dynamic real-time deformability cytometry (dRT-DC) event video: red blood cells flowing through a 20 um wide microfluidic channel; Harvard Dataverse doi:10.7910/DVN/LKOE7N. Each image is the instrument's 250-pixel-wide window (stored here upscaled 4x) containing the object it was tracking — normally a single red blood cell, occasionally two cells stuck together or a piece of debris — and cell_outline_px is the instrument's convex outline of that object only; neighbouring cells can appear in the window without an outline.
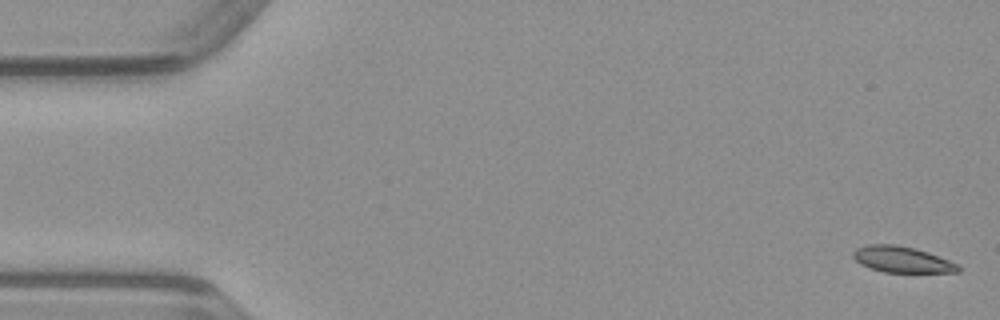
{"species": "common noctule bat (a hibernating species)", "species_latin": "Nyctalus noctula", "temperature_condition": "warm", "stored_images_in_passage": 50, "camera_frame_rate_fps": 3000, "um_per_image_px": 0.085, "animal": {"sex": "male", "body_mass_g": 23.1, "forearm_length_mm": 52.7}, "frame": {"image": 1, "passage_image": 1, "time_ms": 0.0, "image_size_px": [1000, 320], "cell_outline_px": [[960, 272], [884, 272], [860, 264], [852, 256], [852, 252], [856, 248], [868, 244], [892, 244], [916, 248], [928, 252], [960, 264]], "centroid_in_image_um": [76.68, 22.05], "position_along_channel_um": 8.3, "area_um2": 16.01}}
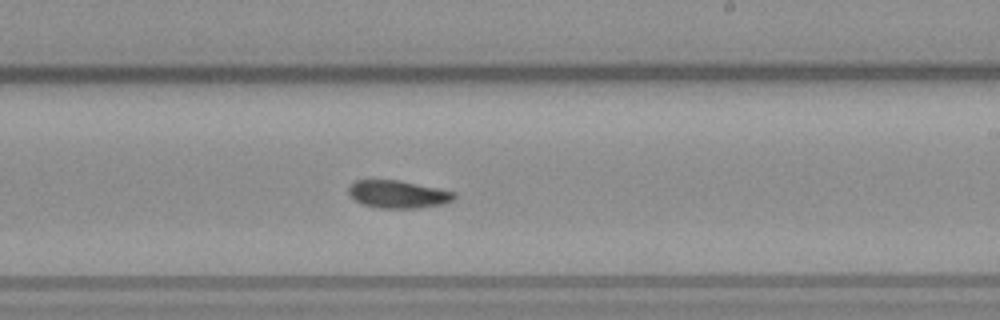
{"frame": {"image": 2, "passage_image": 29, "time_ms": 9.333, "image_size_px": [1000, 320], "cell_outline_px": [[456, 196], [452, 200], [440, 204], [416, 208], [380, 208], [364, 204], [356, 200], [348, 192], [348, 188], [356, 180], [400, 180], [440, 188], [456, 192]], "centroid_in_image_um": [33.86, 16.5], "position_along_channel_um": 255.1, "area_um2": 16.88}}
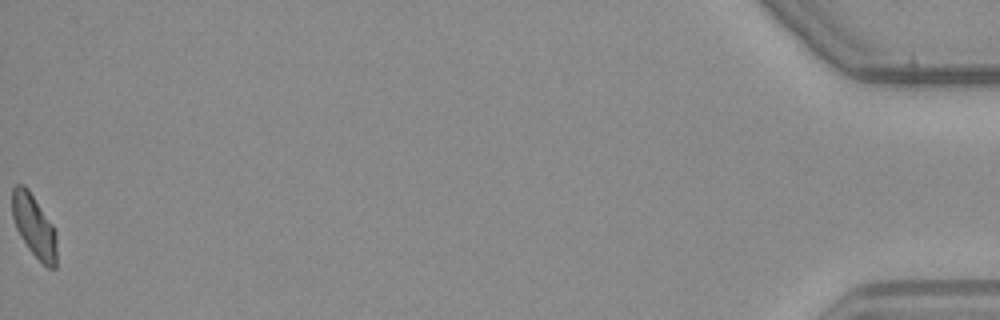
{"frame": {"image": 3, "passage_image": 50, "time_ms": 16.333, "image_size_px": [1000, 320], "cell_outline_px": [[56, 268], [48, 268], [28, 248], [20, 236], [16, 228], [12, 216], [12, 188], [16, 184], [24, 184], [28, 188], [52, 224], [56, 232]], "centroid_in_image_um": [2.88, 19.18], "position_along_channel_um": 432.3, "area_um2": 16.18}}